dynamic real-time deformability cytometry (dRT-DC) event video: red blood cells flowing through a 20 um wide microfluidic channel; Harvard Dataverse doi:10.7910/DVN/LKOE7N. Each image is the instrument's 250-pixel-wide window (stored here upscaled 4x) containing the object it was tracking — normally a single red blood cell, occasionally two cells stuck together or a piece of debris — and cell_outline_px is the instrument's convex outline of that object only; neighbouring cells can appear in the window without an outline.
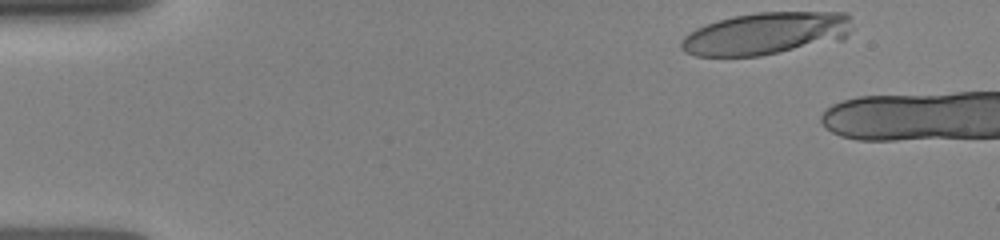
{"species": "human", "species_latin": "Homo sapiens", "temperature_condition": "room temperature", "stored_images_in_passage": 4, "camera_frame_rate_fps": 3000, "um_per_image_px": 0.085, "donor": {"sex": "female"}, "frame": {"image": 1, "passage_image": 1, "time_ms": 0.0, "image_size_px": [1000, 240], "cell_outline_px": [[848, 32], [844, 40], [760, 56], [696, 56], [684, 52], [680, 48], [680, 40], [684, 36], [696, 28], [716, 20], [756, 12], [848, 12]], "centroid_in_image_um": [65.06, 2.85], "position_along_channel_um": 19.9, "area_um2": 42.25}}